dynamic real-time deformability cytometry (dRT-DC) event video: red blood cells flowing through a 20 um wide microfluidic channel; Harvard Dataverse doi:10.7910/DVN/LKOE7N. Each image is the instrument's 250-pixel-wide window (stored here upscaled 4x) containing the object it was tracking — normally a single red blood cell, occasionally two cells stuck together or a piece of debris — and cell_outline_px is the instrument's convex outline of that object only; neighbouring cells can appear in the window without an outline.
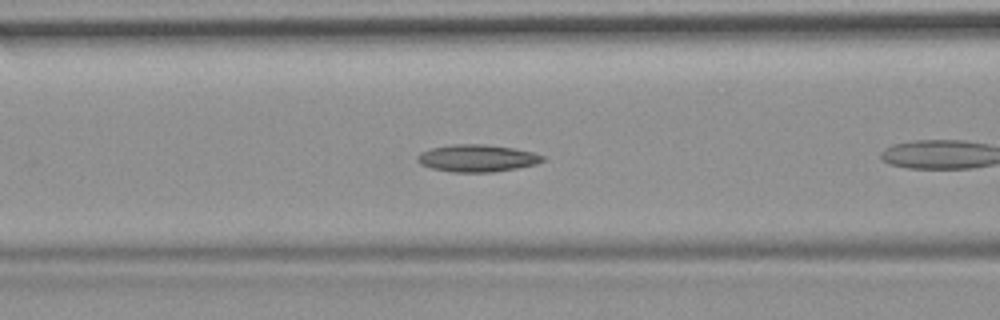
{"species": "common noctule bat (a hibernating species)", "species_latin": "Nyctalus noctula", "temperature_condition": "room temperature", "stored_images_in_passage": 40, "camera_frame_rate_fps": 3000, "um_per_image_px": 0.085, "animal": {"sex": "female", "body_mass_g": 19.9}, "frame": {"image": 1, "passage_image": 7, "time_ms": 2.0, "image_size_px": [1000, 320], "cell_outline_px": [[544, 160], [536, 164], [516, 168], [492, 172], [452, 172], [432, 168], [420, 164], [416, 160], [416, 156], [420, 152], [432, 148], [452, 144], [484, 144], [512, 148], [532, 152], [544, 156]], "centroid_in_image_um": [40.52, 13.44], "position_along_channel_um": 126.1, "area_um2": 19.77}, "authors_computed_cell_mechanics": {"area_um2": 18.785, "velocity_mm_per_s": 3.6939, "shape_relaxation_time_tau1_ms": null, "shape_relaxation_time_tau2_ms": 8.2467, "deformation_change_tau1": null, "deformation_change_tau2": 0.1277}}